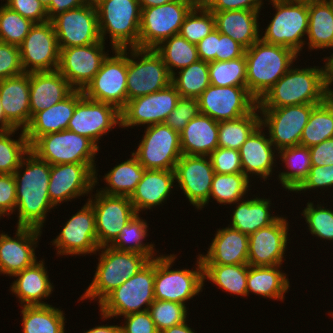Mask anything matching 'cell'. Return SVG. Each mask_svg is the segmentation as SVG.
Here are the masks:
<instances>
[{
	"mask_svg": "<svg viewBox=\"0 0 333 333\" xmlns=\"http://www.w3.org/2000/svg\"><path fill=\"white\" fill-rule=\"evenodd\" d=\"M13 176L16 182L17 226L42 230L47 212L56 208L48 195L50 164L29 151Z\"/></svg>",
	"mask_w": 333,
	"mask_h": 333,
	"instance_id": "cell-1",
	"label": "cell"
},
{
	"mask_svg": "<svg viewBox=\"0 0 333 333\" xmlns=\"http://www.w3.org/2000/svg\"><path fill=\"white\" fill-rule=\"evenodd\" d=\"M290 69L258 101V108L321 104L328 98L327 65Z\"/></svg>",
	"mask_w": 333,
	"mask_h": 333,
	"instance_id": "cell-2",
	"label": "cell"
},
{
	"mask_svg": "<svg viewBox=\"0 0 333 333\" xmlns=\"http://www.w3.org/2000/svg\"><path fill=\"white\" fill-rule=\"evenodd\" d=\"M298 56L288 47L269 44L261 39L256 41L245 50L248 92L259 101L290 69Z\"/></svg>",
	"mask_w": 333,
	"mask_h": 333,
	"instance_id": "cell-3",
	"label": "cell"
},
{
	"mask_svg": "<svg viewBox=\"0 0 333 333\" xmlns=\"http://www.w3.org/2000/svg\"><path fill=\"white\" fill-rule=\"evenodd\" d=\"M101 251V253H100ZM94 278L80 300H96L98 305L125 280L138 273L151 259L141 253L119 251L110 246L99 247ZM98 298V299H97Z\"/></svg>",
	"mask_w": 333,
	"mask_h": 333,
	"instance_id": "cell-4",
	"label": "cell"
},
{
	"mask_svg": "<svg viewBox=\"0 0 333 333\" xmlns=\"http://www.w3.org/2000/svg\"><path fill=\"white\" fill-rule=\"evenodd\" d=\"M101 39H111V50L138 48L141 7L138 0H98L94 3Z\"/></svg>",
	"mask_w": 333,
	"mask_h": 333,
	"instance_id": "cell-5",
	"label": "cell"
},
{
	"mask_svg": "<svg viewBox=\"0 0 333 333\" xmlns=\"http://www.w3.org/2000/svg\"><path fill=\"white\" fill-rule=\"evenodd\" d=\"M154 279L155 258L129 280H125L98 305L101 319L108 320L147 311L155 300Z\"/></svg>",
	"mask_w": 333,
	"mask_h": 333,
	"instance_id": "cell-6",
	"label": "cell"
},
{
	"mask_svg": "<svg viewBox=\"0 0 333 333\" xmlns=\"http://www.w3.org/2000/svg\"><path fill=\"white\" fill-rule=\"evenodd\" d=\"M196 269H171L176 254L156 256L154 296L155 300H166L180 304L187 303L204 288L203 264L197 255ZM171 269V270H170Z\"/></svg>",
	"mask_w": 333,
	"mask_h": 333,
	"instance_id": "cell-7",
	"label": "cell"
},
{
	"mask_svg": "<svg viewBox=\"0 0 333 333\" xmlns=\"http://www.w3.org/2000/svg\"><path fill=\"white\" fill-rule=\"evenodd\" d=\"M276 10L260 39L269 44L292 49L300 56L308 33V3L270 0ZM303 47V48H302Z\"/></svg>",
	"mask_w": 333,
	"mask_h": 333,
	"instance_id": "cell-8",
	"label": "cell"
},
{
	"mask_svg": "<svg viewBox=\"0 0 333 333\" xmlns=\"http://www.w3.org/2000/svg\"><path fill=\"white\" fill-rule=\"evenodd\" d=\"M171 83L172 75L154 49L127 48V101L162 90Z\"/></svg>",
	"mask_w": 333,
	"mask_h": 333,
	"instance_id": "cell-9",
	"label": "cell"
},
{
	"mask_svg": "<svg viewBox=\"0 0 333 333\" xmlns=\"http://www.w3.org/2000/svg\"><path fill=\"white\" fill-rule=\"evenodd\" d=\"M195 0H174L160 6L141 9L138 48L154 49L177 35Z\"/></svg>",
	"mask_w": 333,
	"mask_h": 333,
	"instance_id": "cell-10",
	"label": "cell"
},
{
	"mask_svg": "<svg viewBox=\"0 0 333 333\" xmlns=\"http://www.w3.org/2000/svg\"><path fill=\"white\" fill-rule=\"evenodd\" d=\"M98 148L90 139L69 130L39 137L30 151L50 165L65 163H95Z\"/></svg>",
	"mask_w": 333,
	"mask_h": 333,
	"instance_id": "cell-11",
	"label": "cell"
},
{
	"mask_svg": "<svg viewBox=\"0 0 333 333\" xmlns=\"http://www.w3.org/2000/svg\"><path fill=\"white\" fill-rule=\"evenodd\" d=\"M112 52L115 55H107L82 92L91 100L113 105L121 111L127 103V48Z\"/></svg>",
	"mask_w": 333,
	"mask_h": 333,
	"instance_id": "cell-12",
	"label": "cell"
},
{
	"mask_svg": "<svg viewBox=\"0 0 333 333\" xmlns=\"http://www.w3.org/2000/svg\"><path fill=\"white\" fill-rule=\"evenodd\" d=\"M142 139L135 152L139 163L147 170H174L183 155L180 133L165 123L145 126Z\"/></svg>",
	"mask_w": 333,
	"mask_h": 333,
	"instance_id": "cell-13",
	"label": "cell"
},
{
	"mask_svg": "<svg viewBox=\"0 0 333 333\" xmlns=\"http://www.w3.org/2000/svg\"><path fill=\"white\" fill-rule=\"evenodd\" d=\"M316 105L318 104L259 108L260 125L263 130L268 129V137L277 151L300 145L302 131Z\"/></svg>",
	"mask_w": 333,
	"mask_h": 333,
	"instance_id": "cell-14",
	"label": "cell"
},
{
	"mask_svg": "<svg viewBox=\"0 0 333 333\" xmlns=\"http://www.w3.org/2000/svg\"><path fill=\"white\" fill-rule=\"evenodd\" d=\"M96 163H65L50 165L48 195L56 207L61 203L92 192L98 181Z\"/></svg>",
	"mask_w": 333,
	"mask_h": 333,
	"instance_id": "cell-15",
	"label": "cell"
},
{
	"mask_svg": "<svg viewBox=\"0 0 333 333\" xmlns=\"http://www.w3.org/2000/svg\"><path fill=\"white\" fill-rule=\"evenodd\" d=\"M199 111L213 120L238 119L251 113L258 101L248 92L246 86L209 85L198 97Z\"/></svg>",
	"mask_w": 333,
	"mask_h": 333,
	"instance_id": "cell-16",
	"label": "cell"
},
{
	"mask_svg": "<svg viewBox=\"0 0 333 333\" xmlns=\"http://www.w3.org/2000/svg\"><path fill=\"white\" fill-rule=\"evenodd\" d=\"M53 24L59 48L87 46L101 39L95 4L87 2L81 7L54 16Z\"/></svg>",
	"mask_w": 333,
	"mask_h": 333,
	"instance_id": "cell-17",
	"label": "cell"
},
{
	"mask_svg": "<svg viewBox=\"0 0 333 333\" xmlns=\"http://www.w3.org/2000/svg\"><path fill=\"white\" fill-rule=\"evenodd\" d=\"M19 51L25 72L57 70L60 49L52 22L34 23L19 45Z\"/></svg>",
	"mask_w": 333,
	"mask_h": 333,
	"instance_id": "cell-18",
	"label": "cell"
},
{
	"mask_svg": "<svg viewBox=\"0 0 333 333\" xmlns=\"http://www.w3.org/2000/svg\"><path fill=\"white\" fill-rule=\"evenodd\" d=\"M51 243L57 248L58 256L97 254L99 245L95 212L88 201L65 222L61 232Z\"/></svg>",
	"mask_w": 333,
	"mask_h": 333,
	"instance_id": "cell-19",
	"label": "cell"
},
{
	"mask_svg": "<svg viewBox=\"0 0 333 333\" xmlns=\"http://www.w3.org/2000/svg\"><path fill=\"white\" fill-rule=\"evenodd\" d=\"M179 98V92L171 83L162 90L129 100L120 111V127L125 129L164 123Z\"/></svg>",
	"mask_w": 333,
	"mask_h": 333,
	"instance_id": "cell-20",
	"label": "cell"
},
{
	"mask_svg": "<svg viewBox=\"0 0 333 333\" xmlns=\"http://www.w3.org/2000/svg\"><path fill=\"white\" fill-rule=\"evenodd\" d=\"M89 197L88 202L95 212L98 245L109 246L137 213L128 196L107 195L97 189L95 195Z\"/></svg>",
	"mask_w": 333,
	"mask_h": 333,
	"instance_id": "cell-21",
	"label": "cell"
},
{
	"mask_svg": "<svg viewBox=\"0 0 333 333\" xmlns=\"http://www.w3.org/2000/svg\"><path fill=\"white\" fill-rule=\"evenodd\" d=\"M175 182L195 209L202 210L209 203L215 174L209 156L185 155L175 165Z\"/></svg>",
	"mask_w": 333,
	"mask_h": 333,
	"instance_id": "cell-22",
	"label": "cell"
},
{
	"mask_svg": "<svg viewBox=\"0 0 333 333\" xmlns=\"http://www.w3.org/2000/svg\"><path fill=\"white\" fill-rule=\"evenodd\" d=\"M121 125L120 111L113 105L83 96L76 104L67 130L85 136L98 148L103 135Z\"/></svg>",
	"mask_w": 333,
	"mask_h": 333,
	"instance_id": "cell-23",
	"label": "cell"
},
{
	"mask_svg": "<svg viewBox=\"0 0 333 333\" xmlns=\"http://www.w3.org/2000/svg\"><path fill=\"white\" fill-rule=\"evenodd\" d=\"M105 42L100 40L87 46L59 48L58 71L75 90H83L100 70L107 57Z\"/></svg>",
	"mask_w": 333,
	"mask_h": 333,
	"instance_id": "cell-24",
	"label": "cell"
},
{
	"mask_svg": "<svg viewBox=\"0 0 333 333\" xmlns=\"http://www.w3.org/2000/svg\"><path fill=\"white\" fill-rule=\"evenodd\" d=\"M282 215L272 224L249 235L248 265L278 266L286 261L289 223ZM284 259V260H283Z\"/></svg>",
	"mask_w": 333,
	"mask_h": 333,
	"instance_id": "cell-25",
	"label": "cell"
},
{
	"mask_svg": "<svg viewBox=\"0 0 333 333\" xmlns=\"http://www.w3.org/2000/svg\"><path fill=\"white\" fill-rule=\"evenodd\" d=\"M42 230L17 226L15 237L0 233V274L12 277L38 259L35 248Z\"/></svg>",
	"mask_w": 333,
	"mask_h": 333,
	"instance_id": "cell-26",
	"label": "cell"
},
{
	"mask_svg": "<svg viewBox=\"0 0 333 333\" xmlns=\"http://www.w3.org/2000/svg\"><path fill=\"white\" fill-rule=\"evenodd\" d=\"M30 73L0 81V102L6 118V130H25L31 121Z\"/></svg>",
	"mask_w": 333,
	"mask_h": 333,
	"instance_id": "cell-27",
	"label": "cell"
},
{
	"mask_svg": "<svg viewBox=\"0 0 333 333\" xmlns=\"http://www.w3.org/2000/svg\"><path fill=\"white\" fill-rule=\"evenodd\" d=\"M262 129L264 128L259 125L238 151L243 173L248 178L257 175L260 180L263 178L262 180L266 181L268 177L273 175V167H276L274 161H277L275 157L278 156L275 153L278 151L271 143L268 134L265 135Z\"/></svg>",
	"mask_w": 333,
	"mask_h": 333,
	"instance_id": "cell-28",
	"label": "cell"
},
{
	"mask_svg": "<svg viewBox=\"0 0 333 333\" xmlns=\"http://www.w3.org/2000/svg\"><path fill=\"white\" fill-rule=\"evenodd\" d=\"M249 236L230 226L218 229L205 255L203 265L248 264Z\"/></svg>",
	"mask_w": 333,
	"mask_h": 333,
	"instance_id": "cell-29",
	"label": "cell"
},
{
	"mask_svg": "<svg viewBox=\"0 0 333 333\" xmlns=\"http://www.w3.org/2000/svg\"><path fill=\"white\" fill-rule=\"evenodd\" d=\"M83 96L82 90H74L67 98L57 104L37 112L24 130L29 145L31 146L43 135L67 130L76 104Z\"/></svg>",
	"mask_w": 333,
	"mask_h": 333,
	"instance_id": "cell-30",
	"label": "cell"
},
{
	"mask_svg": "<svg viewBox=\"0 0 333 333\" xmlns=\"http://www.w3.org/2000/svg\"><path fill=\"white\" fill-rule=\"evenodd\" d=\"M74 90L58 70L30 73L31 118L67 98Z\"/></svg>",
	"mask_w": 333,
	"mask_h": 333,
	"instance_id": "cell-31",
	"label": "cell"
},
{
	"mask_svg": "<svg viewBox=\"0 0 333 333\" xmlns=\"http://www.w3.org/2000/svg\"><path fill=\"white\" fill-rule=\"evenodd\" d=\"M46 270L42 259L12 276L16 280L10 286V291L18 298L21 306L49 305L42 301L54 290Z\"/></svg>",
	"mask_w": 333,
	"mask_h": 333,
	"instance_id": "cell-32",
	"label": "cell"
},
{
	"mask_svg": "<svg viewBox=\"0 0 333 333\" xmlns=\"http://www.w3.org/2000/svg\"><path fill=\"white\" fill-rule=\"evenodd\" d=\"M174 170H145L135 191L129 197L134 210L139 214L143 210L163 205L172 193L175 183Z\"/></svg>",
	"mask_w": 333,
	"mask_h": 333,
	"instance_id": "cell-33",
	"label": "cell"
},
{
	"mask_svg": "<svg viewBox=\"0 0 333 333\" xmlns=\"http://www.w3.org/2000/svg\"><path fill=\"white\" fill-rule=\"evenodd\" d=\"M260 11L230 10L212 12L215 28L224 35L230 36L245 49L260 39Z\"/></svg>",
	"mask_w": 333,
	"mask_h": 333,
	"instance_id": "cell-34",
	"label": "cell"
},
{
	"mask_svg": "<svg viewBox=\"0 0 333 333\" xmlns=\"http://www.w3.org/2000/svg\"><path fill=\"white\" fill-rule=\"evenodd\" d=\"M181 152L209 156L218 147V122L199 113L180 132Z\"/></svg>",
	"mask_w": 333,
	"mask_h": 333,
	"instance_id": "cell-35",
	"label": "cell"
},
{
	"mask_svg": "<svg viewBox=\"0 0 333 333\" xmlns=\"http://www.w3.org/2000/svg\"><path fill=\"white\" fill-rule=\"evenodd\" d=\"M231 216L230 227L247 234L255 233L260 228L266 227L275 222L280 216L271 214L272 205L270 199L255 197L237 201ZM274 215V216H273Z\"/></svg>",
	"mask_w": 333,
	"mask_h": 333,
	"instance_id": "cell-36",
	"label": "cell"
},
{
	"mask_svg": "<svg viewBox=\"0 0 333 333\" xmlns=\"http://www.w3.org/2000/svg\"><path fill=\"white\" fill-rule=\"evenodd\" d=\"M278 266H249L247 275V296L253 293L262 298L283 301L290 290L287 274Z\"/></svg>",
	"mask_w": 333,
	"mask_h": 333,
	"instance_id": "cell-37",
	"label": "cell"
},
{
	"mask_svg": "<svg viewBox=\"0 0 333 333\" xmlns=\"http://www.w3.org/2000/svg\"><path fill=\"white\" fill-rule=\"evenodd\" d=\"M308 49H333V0L308 3Z\"/></svg>",
	"mask_w": 333,
	"mask_h": 333,
	"instance_id": "cell-38",
	"label": "cell"
},
{
	"mask_svg": "<svg viewBox=\"0 0 333 333\" xmlns=\"http://www.w3.org/2000/svg\"><path fill=\"white\" fill-rule=\"evenodd\" d=\"M131 156L128 160L126 159L124 162L115 165L103 176L106 186L98 191L107 195L128 197L132 195L146 169L139 163L133 153H131Z\"/></svg>",
	"mask_w": 333,
	"mask_h": 333,
	"instance_id": "cell-39",
	"label": "cell"
},
{
	"mask_svg": "<svg viewBox=\"0 0 333 333\" xmlns=\"http://www.w3.org/2000/svg\"><path fill=\"white\" fill-rule=\"evenodd\" d=\"M22 307V333H65L64 311L52 305Z\"/></svg>",
	"mask_w": 333,
	"mask_h": 333,
	"instance_id": "cell-40",
	"label": "cell"
},
{
	"mask_svg": "<svg viewBox=\"0 0 333 333\" xmlns=\"http://www.w3.org/2000/svg\"><path fill=\"white\" fill-rule=\"evenodd\" d=\"M278 157L287 169L286 172H279V183L286 191L293 192L307 177L312 166L309 147L298 145L283 148L278 151Z\"/></svg>",
	"mask_w": 333,
	"mask_h": 333,
	"instance_id": "cell-41",
	"label": "cell"
},
{
	"mask_svg": "<svg viewBox=\"0 0 333 333\" xmlns=\"http://www.w3.org/2000/svg\"><path fill=\"white\" fill-rule=\"evenodd\" d=\"M248 264L203 265V280H209L222 291L247 296Z\"/></svg>",
	"mask_w": 333,
	"mask_h": 333,
	"instance_id": "cell-42",
	"label": "cell"
},
{
	"mask_svg": "<svg viewBox=\"0 0 333 333\" xmlns=\"http://www.w3.org/2000/svg\"><path fill=\"white\" fill-rule=\"evenodd\" d=\"M259 114V108L256 107L251 113L238 119L218 122V147L239 150L260 125Z\"/></svg>",
	"mask_w": 333,
	"mask_h": 333,
	"instance_id": "cell-43",
	"label": "cell"
},
{
	"mask_svg": "<svg viewBox=\"0 0 333 333\" xmlns=\"http://www.w3.org/2000/svg\"><path fill=\"white\" fill-rule=\"evenodd\" d=\"M154 50L161 56L171 75L199 60L196 44L179 34L164 40Z\"/></svg>",
	"mask_w": 333,
	"mask_h": 333,
	"instance_id": "cell-44",
	"label": "cell"
},
{
	"mask_svg": "<svg viewBox=\"0 0 333 333\" xmlns=\"http://www.w3.org/2000/svg\"><path fill=\"white\" fill-rule=\"evenodd\" d=\"M329 138H333V103L327 98L312 109L300 145L312 147Z\"/></svg>",
	"mask_w": 333,
	"mask_h": 333,
	"instance_id": "cell-45",
	"label": "cell"
},
{
	"mask_svg": "<svg viewBox=\"0 0 333 333\" xmlns=\"http://www.w3.org/2000/svg\"><path fill=\"white\" fill-rule=\"evenodd\" d=\"M148 224L146 220L139 217V214L133 216V218L124 226L120 231V234L109 245L110 247L119 251H132L144 254L151 260L156 258L155 245L144 243V239L148 236Z\"/></svg>",
	"mask_w": 333,
	"mask_h": 333,
	"instance_id": "cell-46",
	"label": "cell"
},
{
	"mask_svg": "<svg viewBox=\"0 0 333 333\" xmlns=\"http://www.w3.org/2000/svg\"><path fill=\"white\" fill-rule=\"evenodd\" d=\"M250 178L244 173L235 174H218L215 173L212 180L211 198L216 200L221 205H230L236 203L248 194L250 185Z\"/></svg>",
	"mask_w": 333,
	"mask_h": 333,
	"instance_id": "cell-47",
	"label": "cell"
},
{
	"mask_svg": "<svg viewBox=\"0 0 333 333\" xmlns=\"http://www.w3.org/2000/svg\"><path fill=\"white\" fill-rule=\"evenodd\" d=\"M178 73V74H177ZM180 97L198 98L210 85L208 62L198 60L172 75Z\"/></svg>",
	"mask_w": 333,
	"mask_h": 333,
	"instance_id": "cell-48",
	"label": "cell"
},
{
	"mask_svg": "<svg viewBox=\"0 0 333 333\" xmlns=\"http://www.w3.org/2000/svg\"><path fill=\"white\" fill-rule=\"evenodd\" d=\"M18 130H0V173L14 174L23 157L30 151L24 130H21L18 139L11 138Z\"/></svg>",
	"mask_w": 333,
	"mask_h": 333,
	"instance_id": "cell-49",
	"label": "cell"
},
{
	"mask_svg": "<svg viewBox=\"0 0 333 333\" xmlns=\"http://www.w3.org/2000/svg\"><path fill=\"white\" fill-rule=\"evenodd\" d=\"M209 80L215 86H246L247 62L242 57L208 63Z\"/></svg>",
	"mask_w": 333,
	"mask_h": 333,
	"instance_id": "cell-50",
	"label": "cell"
},
{
	"mask_svg": "<svg viewBox=\"0 0 333 333\" xmlns=\"http://www.w3.org/2000/svg\"><path fill=\"white\" fill-rule=\"evenodd\" d=\"M213 29H215L213 13L203 3H197L185 17L178 34L188 42L197 44Z\"/></svg>",
	"mask_w": 333,
	"mask_h": 333,
	"instance_id": "cell-51",
	"label": "cell"
},
{
	"mask_svg": "<svg viewBox=\"0 0 333 333\" xmlns=\"http://www.w3.org/2000/svg\"><path fill=\"white\" fill-rule=\"evenodd\" d=\"M34 23L5 4L0 6V41L19 46Z\"/></svg>",
	"mask_w": 333,
	"mask_h": 333,
	"instance_id": "cell-52",
	"label": "cell"
},
{
	"mask_svg": "<svg viewBox=\"0 0 333 333\" xmlns=\"http://www.w3.org/2000/svg\"><path fill=\"white\" fill-rule=\"evenodd\" d=\"M188 308L184 304L166 300H154L148 311L158 330L162 332L187 321Z\"/></svg>",
	"mask_w": 333,
	"mask_h": 333,
	"instance_id": "cell-53",
	"label": "cell"
},
{
	"mask_svg": "<svg viewBox=\"0 0 333 333\" xmlns=\"http://www.w3.org/2000/svg\"><path fill=\"white\" fill-rule=\"evenodd\" d=\"M302 210L305 222L312 236L333 242V210L322 204L308 202Z\"/></svg>",
	"mask_w": 333,
	"mask_h": 333,
	"instance_id": "cell-54",
	"label": "cell"
},
{
	"mask_svg": "<svg viewBox=\"0 0 333 333\" xmlns=\"http://www.w3.org/2000/svg\"><path fill=\"white\" fill-rule=\"evenodd\" d=\"M199 113L198 98L180 97L175 109L168 115L164 123L180 133Z\"/></svg>",
	"mask_w": 333,
	"mask_h": 333,
	"instance_id": "cell-55",
	"label": "cell"
},
{
	"mask_svg": "<svg viewBox=\"0 0 333 333\" xmlns=\"http://www.w3.org/2000/svg\"><path fill=\"white\" fill-rule=\"evenodd\" d=\"M209 157L215 173H243L238 150L217 147Z\"/></svg>",
	"mask_w": 333,
	"mask_h": 333,
	"instance_id": "cell-56",
	"label": "cell"
},
{
	"mask_svg": "<svg viewBox=\"0 0 333 333\" xmlns=\"http://www.w3.org/2000/svg\"><path fill=\"white\" fill-rule=\"evenodd\" d=\"M319 188L320 190L333 188V165H312L307 177L293 192L302 193L303 191L318 190Z\"/></svg>",
	"mask_w": 333,
	"mask_h": 333,
	"instance_id": "cell-57",
	"label": "cell"
},
{
	"mask_svg": "<svg viewBox=\"0 0 333 333\" xmlns=\"http://www.w3.org/2000/svg\"><path fill=\"white\" fill-rule=\"evenodd\" d=\"M24 72L19 46L0 41V81Z\"/></svg>",
	"mask_w": 333,
	"mask_h": 333,
	"instance_id": "cell-58",
	"label": "cell"
},
{
	"mask_svg": "<svg viewBox=\"0 0 333 333\" xmlns=\"http://www.w3.org/2000/svg\"><path fill=\"white\" fill-rule=\"evenodd\" d=\"M5 5L33 23L49 21L47 10L39 0H6Z\"/></svg>",
	"mask_w": 333,
	"mask_h": 333,
	"instance_id": "cell-59",
	"label": "cell"
},
{
	"mask_svg": "<svg viewBox=\"0 0 333 333\" xmlns=\"http://www.w3.org/2000/svg\"><path fill=\"white\" fill-rule=\"evenodd\" d=\"M121 333H159L149 311L132 313L124 316Z\"/></svg>",
	"mask_w": 333,
	"mask_h": 333,
	"instance_id": "cell-60",
	"label": "cell"
},
{
	"mask_svg": "<svg viewBox=\"0 0 333 333\" xmlns=\"http://www.w3.org/2000/svg\"><path fill=\"white\" fill-rule=\"evenodd\" d=\"M16 208V182L13 174L0 173V212L10 216Z\"/></svg>",
	"mask_w": 333,
	"mask_h": 333,
	"instance_id": "cell-61",
	"label": "cell"
},
{
	"mask_svg": "<svg viewBox=\"0 0 333 333\" xmlns=\"http://www.w3.org/2000/svg\"><path fill=\"white\" fill-rule=\"evenodd\" d=\"M203 4L211 12L230 10L261 11L263 0H204Z\"/></svg>",
	"mask_w": 333,
	"mask_h": 333,
	"instance_id": "cell-62",
	"label": "cell"
},
{
	"mask_svg": "<svg viewBox=\"0 0 333 333\" xmlns=\"http://www.w3.org/2000/svg\"><path fill=\"white\" fill-rule=\"evenodd\" d=\"M245 48L233 40L230 36L221 34L217 30V52L216 61H228L242 57L245 54Z\"/></svg>",
	"mask_w": 333,
	"mask_h": 333,
	"instance_id": "cell-63",
	"label": "cell"
},
{
	"mask_svg": "<svg viewBox=\"0 0 333 333\" xmlns=\"http://www.w3.org/2000/svg\"><path fill=\"white\" fill-rule=\"evenodd\" d=\"M311 165H333V138L326 139L318 145L309 147Z\"/></svg>",
	"mask_w": 333,
	"mask_h": 333,
	"instance_id": "cell-64",
	"label": "cell"
},
{
	"mask_svg": "<svg viewBox=\"0 0 333 333\" xmlns=\"http://www.w3.org/2000/svg\"><path fill=\"white\" fill-rule=\"evenodd\" d=\"M199 60L205 62L216 61L217 29H213L209 35L196 44Z\"/></svg>",
	"mask_w": 333,
	"mask_h": 333,
	"instance_id": "cell-65",
	"label": "cell"
},
{
	"mask_svg": "<svg viewBox=\"0 0 333 333\" xmlns=\"http://www.w3.org/2000/svg\"><path fill=\"white\" fill-rule=\"evenodd\" d=\"M87 2L88 0H51L50 6L46 9L49 20L59 13L81 7Z\"/></svg>",
	"mask_w": 333,
	"mask_h": 333,
	"instance_id": "cell-66",
	"label": "cell"
},
{
	"mask_svg": "<svg viewBox=\"0 0 333 333\" xmlns=\"http://www.w3.org/2000/svg\"><path fill=\"white\" fill-rule=\"evenodd\" d=\"M84 333H121V328L118 325L101 324L87 331H84Z\"/></svg>",
	"mask_w": 333,
	"mask_h": 333,
	"instance_id": "cell-67",
	"label": "cell"
},
{
	"mask_svg": "<svg viewBox=\"0 0 333 333\" xmlns=\"http://www.w3.org/2000/svg\"><path fill=\"white\" fill-rule=\"evenodd\" d=\"M190 325L187 324V322H183L181 324L172 326L168 329H165L164 331L160 333H195V331L189 327Z\"/></svg>",
	"mask_w": 333,
	"mask_h": 333,
	"instance_id": "cell-68",
	"label": "cell"
},
{
	"mask_svg": "<svg viewBox=\"0 0 333 333\" xmlns=\"http://www.w3.org/2000/svg\"><path fill=\"white\" fill-rule=\"evenodd\" d=\"M327 65V88L333 85V53L329 57H324Z\"/></svg>",
	"mask_w": 333,
	"mask_h": 333,
	"instance_id": "cell-69",
	"label": "cell"
},
{
	"mask_svg": "<svg viewBox=\"0 0 333 333\" xmlns=\"http://www.w3.org/2000/svg\"><path fill=\"white\" fill-rule=\"evenodd\" d=\"M141 9L142 8H149L154 6L164 5L166 3L172 2L174 0H138Z\"/></svg>",
	"mask_w": 333,
	"mask_h": 333,
	"instance_id": "cell-70",
	"label": "cell"
},
{
	"mask_svg": "<svg viewBox=\"0 0 333 333\" xmlns=\"http://www.w3.org/2000/svg\"><path fill=\"white\" fill-rule=\"evenodd\" d=\"M0 130H6V118L0 102Z\"/></svg>",
	"mask_w": 333,
	"mask_h": 333,
	"instance_id": "cell-71",
	"label": "cell"
},
{
	"mask_svg": "<svg viewBox=\"0 0 333 333\" xmlns=\"http://www.w3.org/2000/svg\"><path fill=\"white\" fill-rule=\"evenodd\" d=\"M41 2V4L44 6L45 9H47L50 4H51V0H39Z\"/></svg>",
	"mask_w": 333,
	"mask_h": 333,
	"instance_id": "cell-72",
	"label": "cell"
},
{
	"mask_svg": "<svg viewBox=\"0 0 333 333\" xmlns=\"http://www.w3.org/2000/svg\"><path fill=\"white\" fill-rule=\"evenodd\" d=\"M328 99L333 103V88H327Z\"/></svg>",
	"mask_w": 333,
	"mask_h": 333,
	"instance_id": "cell-73",
	"label": "cell"
},
{
	"mask_svg": "<svg viewBox=\"0 0 333 333\" xmlns=\"http://www.w3.org/2000/svg\"><path fill=\"white\" fill-rule=\"evenodd\" d=\"M288 1L310 3V2L323 1V0H288Z\"/></svg>",
	"mask_w": 333,
	"mask_h": 333,
	"instance_id": "cell-74",
	"label": "cell"
},
{
	"mask_svg": "<svg viewBox=\"0 0 333 333\" xmlns=\"http://www.w3.org/2000/svg\"><path fill=\"white\" fill-rule=\"evenodd\" d=\"M98 0H88V2H90V3H95V2H97Z\"/></svg>",
	"mask_w": 333,
	"mask_h": 333,
	"instance_id": "cell-75",
	"label": "cell"
},
{
	"mask_svg": "<svg viewBox=\"0 0 333 333\" xmlns=\"http://www.w3.org/2000/svg\"><path fill=\"white\" fill-rule=\"evenodd\" d=\"M197 3H203L204 0H195Z\"/></svg>",
	"mask_w": 333,
	"mask_h": 333,
	"instance_id": "cell-76",
	"label": "cell"
},
{
	"mask_svg": "<svg viewBox=\"0 0 333 333\" xmlns=\"http://www.w3.org/2000/svg\"><path fill=\"white\" fill-rule=\"evenodd\" d=\"M1 216L3 217V216H5V215H4V214H2V213L0 212V219L2 218Z\"/></svg>",
	"mask_w": 333,
	"mask_h": 333,
	"instance_id": "cell-77",
	"label": "cell"
}]
</instances>
